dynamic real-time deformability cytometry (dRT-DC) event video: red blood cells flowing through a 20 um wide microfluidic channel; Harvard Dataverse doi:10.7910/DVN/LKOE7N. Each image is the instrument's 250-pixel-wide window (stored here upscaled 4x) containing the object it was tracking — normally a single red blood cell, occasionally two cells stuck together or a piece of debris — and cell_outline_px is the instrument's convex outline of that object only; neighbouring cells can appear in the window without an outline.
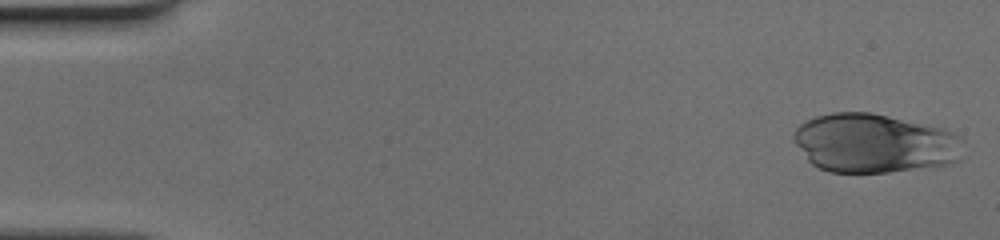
{"species": "human", "species_latin": "Homo sapiens", "temperature_condition": "cold", "stored_images_in_passage": 41, "camera_frame_rate_fps": 3000, "um_per_image_px": 0.085, "donor": {"sex": "female"}, "frame": {"image": 1, "passage_image": 1, "time_ms": 0.0, "image_size_px": [1000, 240], "cell_outline_px": [[964, 140], [960, 160], [952, 164], [888, 172], [828, 172], [812, 164], [808, 160], [796, 144], [792, 136], [796, 128], [800, 124], [816, 116], [832, 112], [872, 112], [944, 128], [960, 136]], "centroid_in_image_um": [74.36, 12.17], "position_along_channel_um": 10.6, "area_um2": 58.72}}
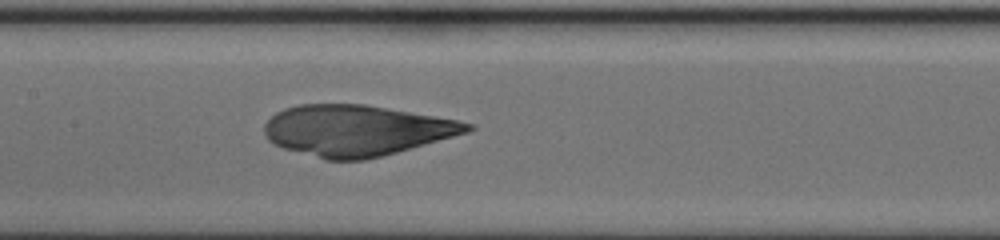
{"frame": {"image": 2, "passage_image": 24, "time_ms": 7.667, "image_size_px": [1000, 240], "cell_outline_px": [[476, 128], [468, 132], [396, 152], [364, 160], [324, 160], [284, 148], [268, 140], [264, 132], [264, 124], [276, 112], [284, 108], [296, 104], [364, 104], [456, 120], [472, 124]], "centroid_in_image_um": [30.24, 11.08], "position_along_channel_um": 177.2, "area_um2": 59.71}}
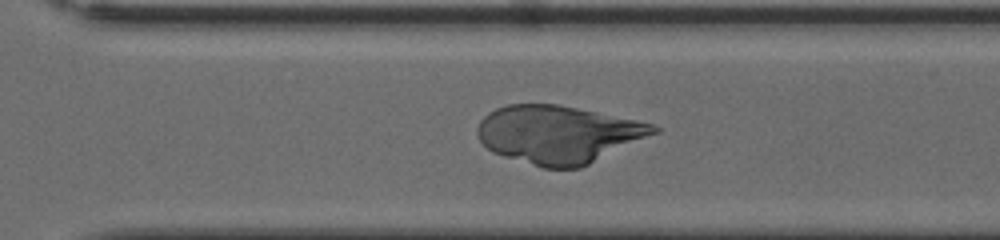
{"frame": {"image": 3, "passage_image": 35, "time_ms": 11.333, "image_size_px": [1000, 240], "cell_outline_px": [[660, 132], [580, 168], [544, 168], [504, 156], [492, 152], [480, 140], [476, 132], [476, 128], [480, 120], [488, 112], [496, 108], [508, 104], [556, 104], [636, 120], [652, 124], [660, 128]], "centroid_in_image_um": [47.45, 11.42], "position_along_channel_um": 323.2, "area_um2": 59.13}}